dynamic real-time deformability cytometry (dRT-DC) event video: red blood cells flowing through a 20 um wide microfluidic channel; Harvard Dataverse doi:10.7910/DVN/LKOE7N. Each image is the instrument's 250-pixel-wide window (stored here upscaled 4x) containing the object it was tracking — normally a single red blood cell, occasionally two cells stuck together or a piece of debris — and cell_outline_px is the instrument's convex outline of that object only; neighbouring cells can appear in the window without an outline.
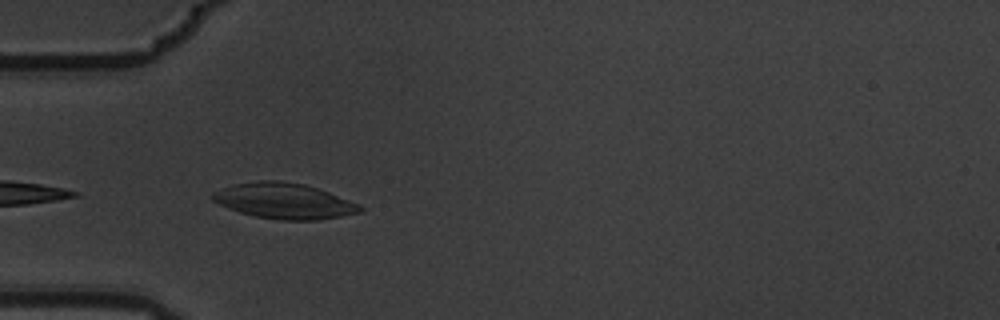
{"species": "common noctule bat (a hibernating species)", "species_latin": "Nyctalus noctula", "temperature_condition": "warm", "stored_images_in_passage": 6, "camera_frame_rate_fps": 3000, "um_per_image_px": 0.085, "animal": {"sex": "male", "body_mass_g": 19.5, "forearm_length_mm": 54.6}, "frame": {"image": 1, "passage_image": 5, "time_ms": 1.333, "image_size_px": [1000, 320], "cell_outline_px": [[364, 208], [360, 212], [340, 216], [316, 220], [280, 220], [256, 216], [240, 212], [228, 208], [212, 200], [212, 192], [232, 184], [260, 180], [280, 180], [304, 184], [328, 192], [360, 204]], "centroid_in_image_um": [24.13, 17.07], "position_along_channel_um": 60.9, "area_um2": 30.46}}
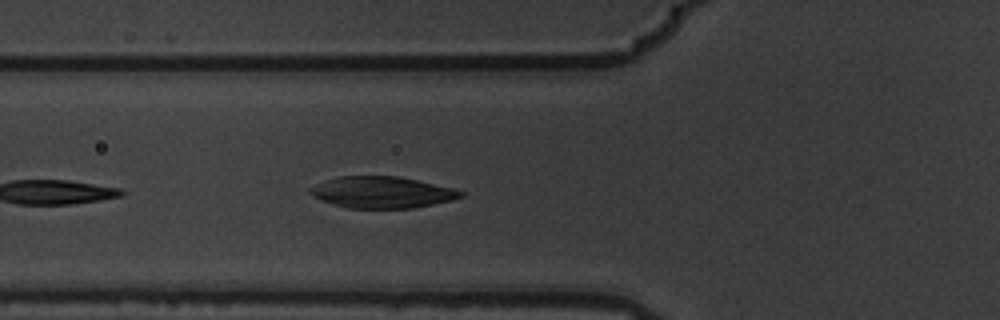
{"frame": {"image": 2, "passage_image": 6, "time_ms": 1.667, "image_size_px": [1000, 320], "cell_outline_px": [[464, 196], [452, 200], [412, 208], [348, 208], [320, 200], [308, 192], [308, 188], [316, 184], [340, 176], [396, 176], [416, 180], [452, 188], [464, 192]], "centroid_in_image_um": [32.45, 16.35], "position_along_channel_um": 93.4, "area_um2": 27.34}}